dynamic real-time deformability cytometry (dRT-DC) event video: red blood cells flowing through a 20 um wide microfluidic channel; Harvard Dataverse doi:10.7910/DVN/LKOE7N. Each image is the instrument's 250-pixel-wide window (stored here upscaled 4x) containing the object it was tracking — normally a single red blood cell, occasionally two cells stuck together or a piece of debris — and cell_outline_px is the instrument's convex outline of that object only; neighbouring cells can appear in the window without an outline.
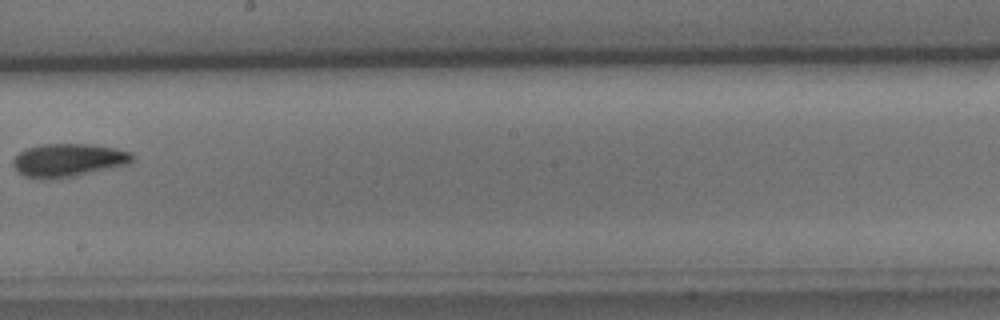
{"species": "common noctule bat (a hibernating species)", "species_latin": "Nyctalus noctula", "temperature_condition": "cold", "stored_images_in_passage": 10, "camera_frame_rate_fps": 3000, "um_per_image_px": 0.085, "animal": {"sex": "male", "body_mass_g": 15.6}, "frame": {"image": 1, "passage_image": 9, "time_ms": 10.333, "image_size_px": [1000, 320], "cell_outline_px": [[132, 160], [128, 164], [76, 176], [52, 180], [48, 180], [24, 176], [12, 164], [12, 160], [20, 152], [28, 148], [40, 144], [92, 144], [116, 148], [132, 152]], "centroid_in_image_um": [5.81, 13.62], "position_along_channel_um": 242.4, "area_um2": 23.12}}
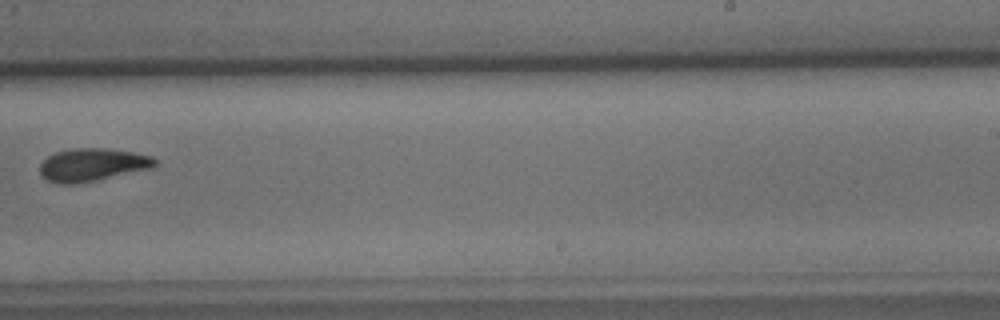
{"frame": {"image": 2, "passage_image": 10, "time_ms": 11.333, "image_size_px": [1000, 320], "cell_outline_px": [[156, 164], [152, 168], [72, 184], [60, 184], [48, 180], [40, 176], [40, 164], [48, 156], [56, 152], [72, 148], [104, 148], [132, 152], [152, 156], [156, 160]], "centroid_in_image_um": [7.81, 13.99], "position_along_channel_um": 281.2, "area_um2": 21.68}}